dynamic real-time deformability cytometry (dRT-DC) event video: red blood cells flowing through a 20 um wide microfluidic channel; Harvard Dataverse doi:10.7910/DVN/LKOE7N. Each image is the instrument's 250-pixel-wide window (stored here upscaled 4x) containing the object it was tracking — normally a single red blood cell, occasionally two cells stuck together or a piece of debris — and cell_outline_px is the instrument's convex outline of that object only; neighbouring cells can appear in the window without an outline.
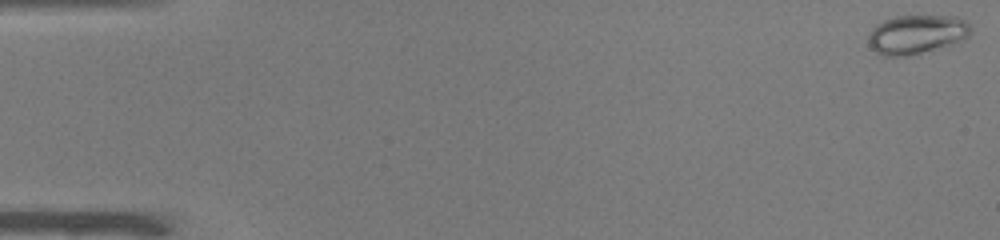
{"species": "common noctule bat (a hibernating species)", "species_latin": "Nyctalus noctula", "temperature_condition": "warm", "stored_images_in_passage": 51, "camera_frame_rate_fps": 3000, "um_per_image_px": 0.085, "animal": {"sex": "male", "body_mass_g": 19.0, "forearm_length_mm": 50.8}, "frame": {"image": 1, "passage_image": 1, "time_ms": 0.0, "image_size_px": [1000, 240], "cell_outline_px": [[972, 32], [968, 36], [948, 44], [908, 56], [884, 56], [876, 52], [868, 44], [868, 36], [872, 28], [876, 24], [884, 20], [896, 16], [956, 16], [964, 20], [972, 28]], "centroid_in_image_um": [77.86, 2.9], "position_along_channel_um": 7.1, "area_um2": 22.95}}
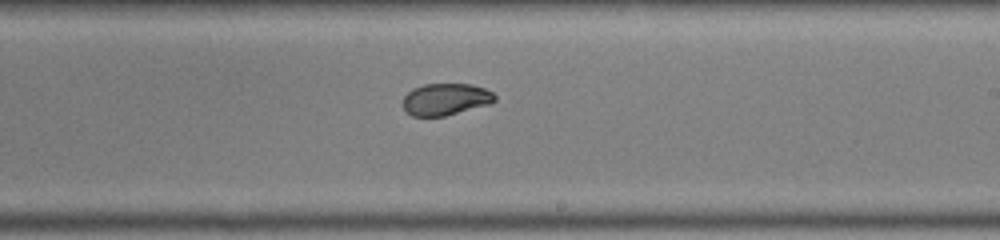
{"frame": {"image": 2, "passage_image": 31, "time_ms": 10.0, "image_size_px": [1000, 240], "cell_outline_px": [[496, 100], [488, 104], [444, 116], [412, 116], [400, 104], [404, 96], [412, 88], [424, 84], [472, 84], [484, 88], [492, 92], [496, 96]], "centroid_in_image_um": [37.84, 8.43], "position_along_channel_um": 251.2, "area_um2": 17.05}}
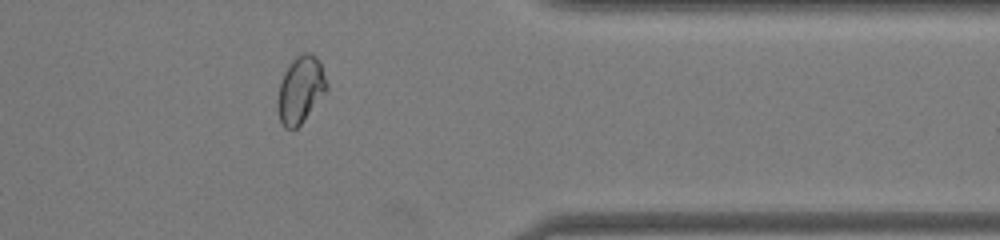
{"frame": {"image": 3, "passage_image": 42, "time_ms": 13.667, "image_size_px": [1000, 240], "cell_outline_px": [[328, 88], [300, 124], [296, 128], [284, 128], [280, 120], [276, 108], [276, 100], [280, 80], [284, 72], [292, 60], [296, 56], [304, 52], [308, 52], [316, 56], [320, 60], [328, 84]], "centroid_in_image_um": [25.52, 7.59], "position_along_channel_um": 385.9, "area_um2": 19.19}, "authors_computed_cell_mechanics": {"area_um2": 19.3052, "velocity_mm_per_s": 4.0007, "shape_relaxation_time_tau1_ms": null, "shape_relaxation_time_tau2_ms": 0.9787, "deformation_change_tau1": null, "deformation_change_tau2": 0.0314}}